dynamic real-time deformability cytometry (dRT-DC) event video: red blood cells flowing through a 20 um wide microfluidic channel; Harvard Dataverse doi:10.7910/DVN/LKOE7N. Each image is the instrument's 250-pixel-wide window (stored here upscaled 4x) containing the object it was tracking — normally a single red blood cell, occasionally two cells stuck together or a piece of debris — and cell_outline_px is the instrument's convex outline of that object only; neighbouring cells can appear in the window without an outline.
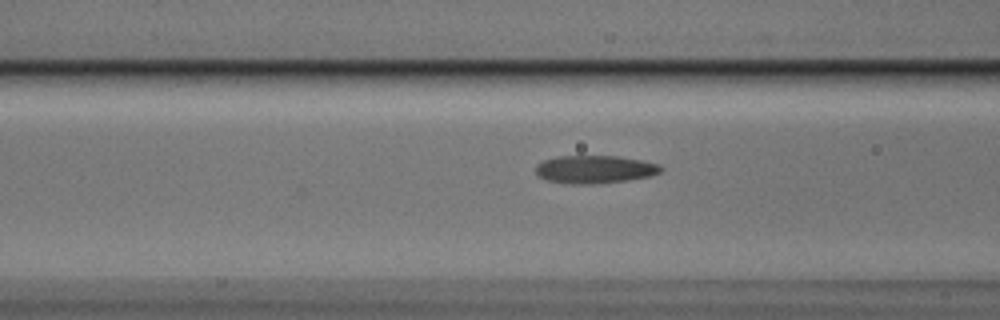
{"species": "Egyptian fruit bat (a non-hibernating species)", "species_latin": "Rousettus aegyptiacus", "temperature_condition": "cold", "stored_images_in_passage": 25, "camera_frame_rate_fps": 3000, "um_per_image_px": 0.085, "animal": {"sex": "male"}, "frame": {"image": 1, "passage_image": 7, "time_ms": 2.0, "image_size_px": [1000, 320], "cell_outline_px": [[664, 168], [660, 172], [648, 176], [628, 180], [596, 184], [564, 184], [548, 180], [536, 176], [536, 164], [544, 160], [556, 156], [616, 156], [640, 160], [660, 164]], "centroid_in_image_um": [50.52, 14.4], "position_along_channel_um": 116.1, "area_um2": 20.52}}
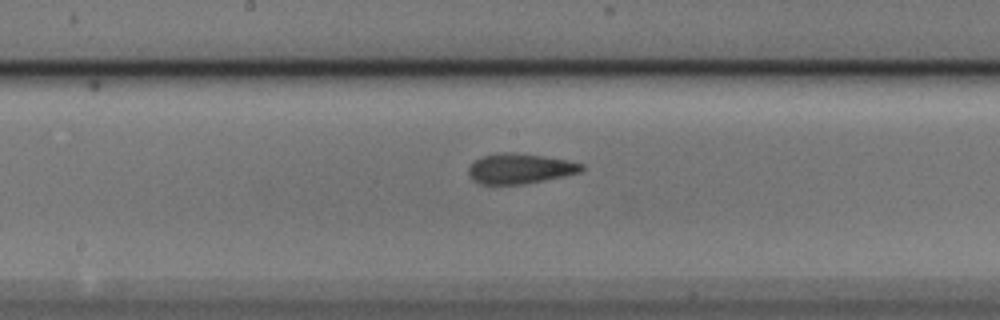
{"frame": {"image": 2, "passage_image": 14, "time_ms": 4.333, "image_size_px": [1000, 320], "cell_outline_px": [[584, 168], [580, 172], [564, 176], [524, 184], [480, 184], [472, 180], [468, 176], [468, 168], [476, 160], [484, 156], [496, 152], [512, 152], [544, 156], [584, 164]], "centroid_in_image_um": [44.16, 14.33], "position_along_channel_um": 204.0, "area_um2": 19.83}}
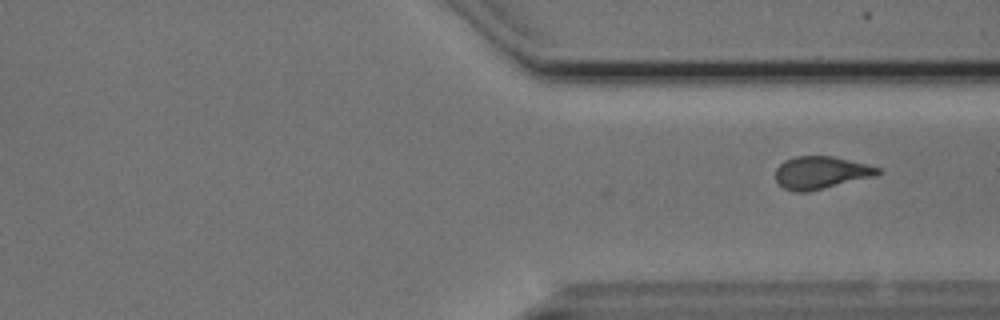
{"frame": {"image": 3, "passage_image": 25, "time_ms": 8.0, "image_size_px": [1000, 320], "cell_outline_px": [[880, 172], [872, 176], [808, 192], [792, 192], [784, 188], [776, 180], [776, 168], [784, 160], [796, 156], [832, 156], [868, 164], [880, 168]], "centroid_in_image_um": [69.73, 14.67], "position_along_channel_um": 341.7, "area_um2": 19.19}}